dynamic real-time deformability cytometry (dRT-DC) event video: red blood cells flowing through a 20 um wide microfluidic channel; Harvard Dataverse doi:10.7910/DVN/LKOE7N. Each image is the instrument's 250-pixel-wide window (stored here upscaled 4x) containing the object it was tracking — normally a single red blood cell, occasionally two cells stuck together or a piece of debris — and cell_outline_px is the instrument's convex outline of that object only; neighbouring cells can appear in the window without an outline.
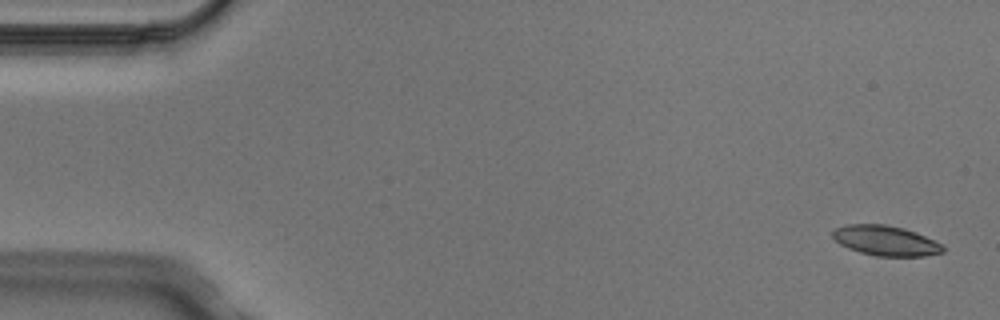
{"species": "Egyptian fruit bat (a non-hibernating species)", "species_latin": "Rousettus aegyptiacus", "temperature_condition": "cold", "stored_images_in_passage": 8, "camera_frame_rate_fps": 3000, "um_per_image_px": 0.085, "animal": {"sex": "male"}, "frame": {"image": 1, "passage_image": 1, "time_ms": 0.0, "image_size_px": [1000, 320], "cell_outline_px": [[944, 252], [924, 256], [876, 256], [860, 252], [848, 248], [840, 244], [832, 236], [832, 232], [836, 228], [844, 224], [884, 224], [916, 232], [940, 244], [944, 248]], "centroid_in_image_um": [75.24, 20.45], "position_along_channel_um": 9.8, "area_um2": 19.07}}
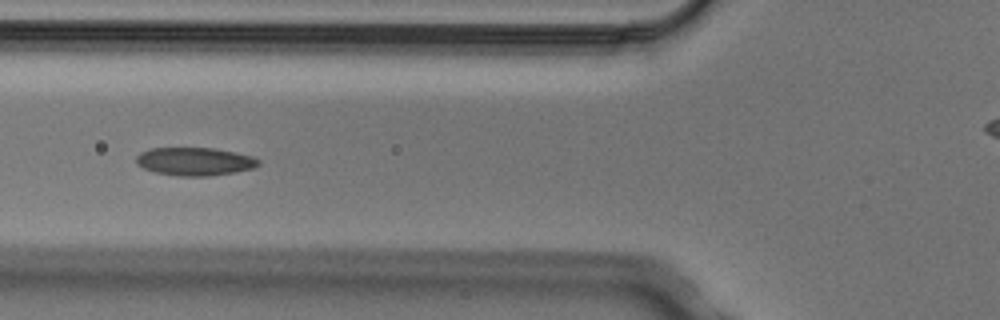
{"frame": {"image": 2, "passage_image": 6, "time_ms": 1.667, "image_size_px": [1000, 320], "cell_outline_px": [[260, 164], [252, 168], [236, 172], [208, 176], [176, 176], [156, 172], [144, 168], [136, 164], [136, 156], [140, 152], [148, 148], [216, 148], [236, 152], [252, 156], [260, 160]], "centroid_in_image_um": [16.55, 13.72], "position_along_channel_um": 109.3, "area_um2": 20.17}}
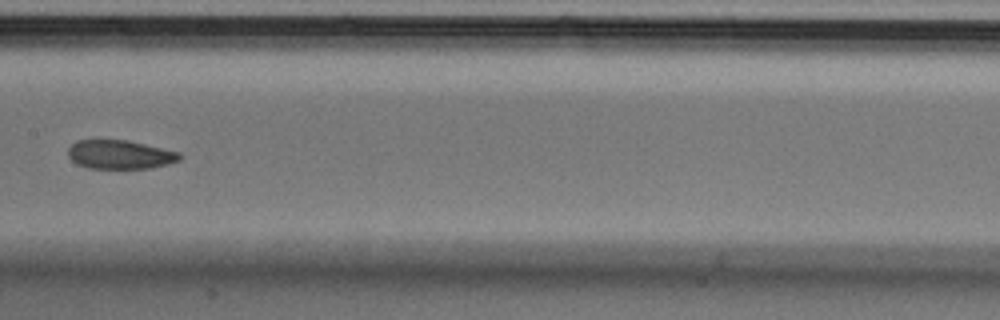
{"frame": {"image": 3, "passage_image": 8, "time_ms": 2.333, "image_size_px": [1000, 320], "cell_outline_px": [[180, 160], [168, 164], [152, 168], [88, 168], [76, 164], [68, 156], [68, 148], [76, 140], [128, 140], [180, 152]], "centroid_in_image_um": [10.19, 13.13], "position_along_channel_um": 197.2, "area_um2": 18.79}}